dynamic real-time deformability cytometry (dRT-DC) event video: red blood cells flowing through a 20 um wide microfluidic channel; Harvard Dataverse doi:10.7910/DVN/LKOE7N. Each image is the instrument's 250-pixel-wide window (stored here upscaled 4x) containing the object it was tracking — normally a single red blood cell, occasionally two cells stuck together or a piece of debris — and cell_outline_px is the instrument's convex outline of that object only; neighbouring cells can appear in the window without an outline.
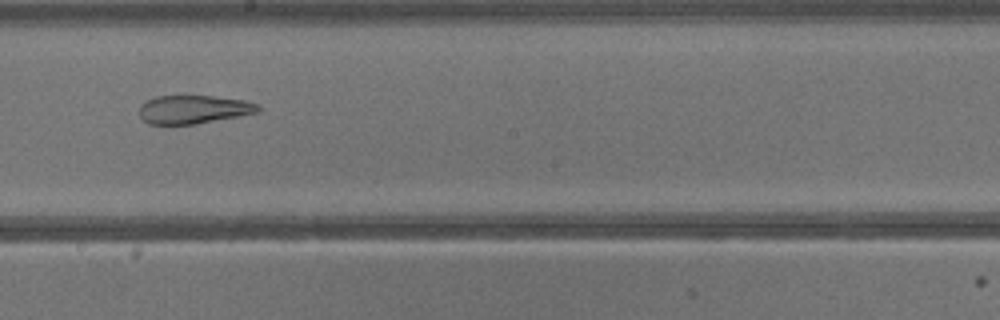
{"species": "common noctule bat (a hibernating species)", "species_latin": "Nyctalus noctula", "temperature_condition": "warm", "stored_images_in_passage": 40, "camera_frame_rate_fps": 3000, "um_per_image_px": 0.085, "animal": {"sex": "male", "body_mass_g": 13.3}, "frame": {"image": 1, "passage_image": 23, "time_ms": 7.333, "image_size_px": [1000, 320], "cell_outline_px": [[260, 112], [240, 116], [196, 124], [148, 124], [140, 116], [140, 104], [144, 100], [156, 96], [216, 96], [248, 100], [260, 104]], "centroid_in_image_um": [16.5, 9.29], "position_along_channel_um": 231.7, "area_um2": 20.0}}